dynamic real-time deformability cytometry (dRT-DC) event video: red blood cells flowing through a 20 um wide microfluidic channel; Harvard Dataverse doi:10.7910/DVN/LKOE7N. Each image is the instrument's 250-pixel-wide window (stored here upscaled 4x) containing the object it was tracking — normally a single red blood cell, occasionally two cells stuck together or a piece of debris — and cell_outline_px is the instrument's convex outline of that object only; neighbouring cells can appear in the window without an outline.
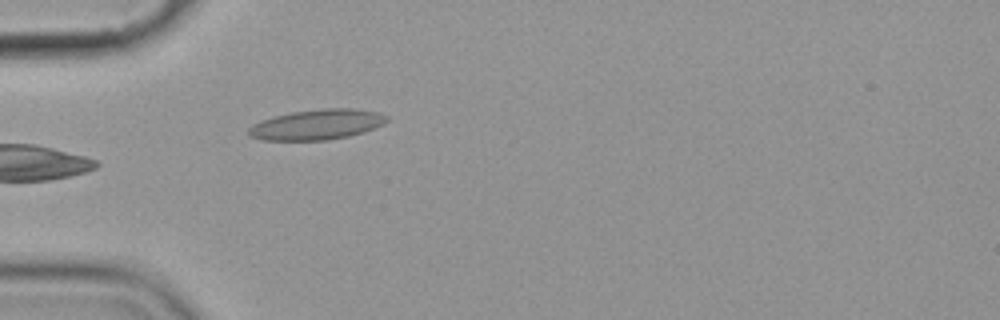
{"species": "common noctule bat (a hibernating species)", "species_latin": "Nyctalus noctula", "temperature_condition": "cold", "stored_images_in_passage": 6, "camera_frame_rate_fps": 3000, "um_per_image_px": 0.085, "animal": {"sex": "female", "body_mass_g": 19.9}, "frame": {"image": 1, "passage_image": 6, "time_ms": 5.667, "image_size_px": [1000, 320], "cell_outline_px": [[388, 120], [384, 124], [364, 132], [348, 136], [328, 140], [260, 140], [248, 136], [248, 128], [252, 124], [260, 120], [292, 112], [320, 108], [356, 108], [380, 112], [388, 116]], "centroid_in_image_um": [26.95, 10.58], "position_along_channel_um": 58.1, "area_um2": 24.68}}